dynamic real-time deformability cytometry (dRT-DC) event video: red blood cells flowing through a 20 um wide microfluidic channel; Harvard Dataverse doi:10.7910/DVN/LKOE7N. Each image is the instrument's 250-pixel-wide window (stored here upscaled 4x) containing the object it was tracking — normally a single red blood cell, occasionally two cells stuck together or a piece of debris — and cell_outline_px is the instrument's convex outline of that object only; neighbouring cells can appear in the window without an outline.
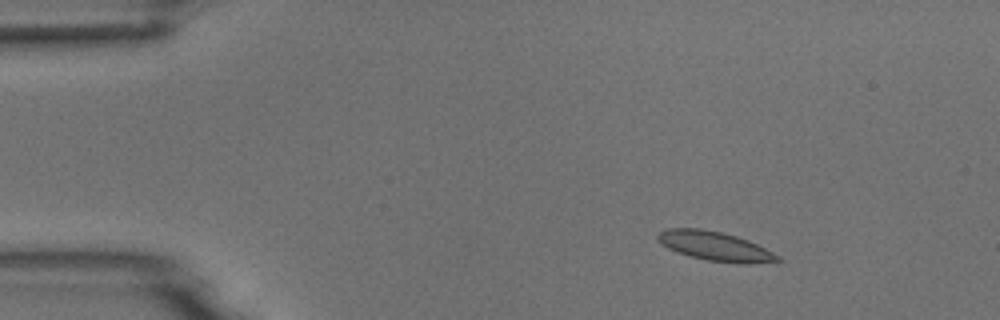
{"species": "common noctule bat (a hibernating species)", "species_latin": "Nyctalus noctula", "temperature_condition": "room temperature", "stored_images_in_passage": 5, "camera_frame_rate_fps": 3000, "um_per_image_px": 0.085, "animal": {"sex": "male", "body_mass_g": 18.8}, "frame": {"image": 1, "passage_image": 2, "time_ms": 1.0, "image_size_px": [1000, 320], "cell_outline_px": [[784, 260], [748, 264], [740, 264], [708, 260], [688, 256], [676, 252], [668, 248], [656, 236], [664, 228], [700, 228], [720, 232], [736, 236], [748, 240], [780, 256]], "centroid_in_image_um": [60.79, 20.93], "position_along_channel_um": 24.2, "area_um2": 20.29}}
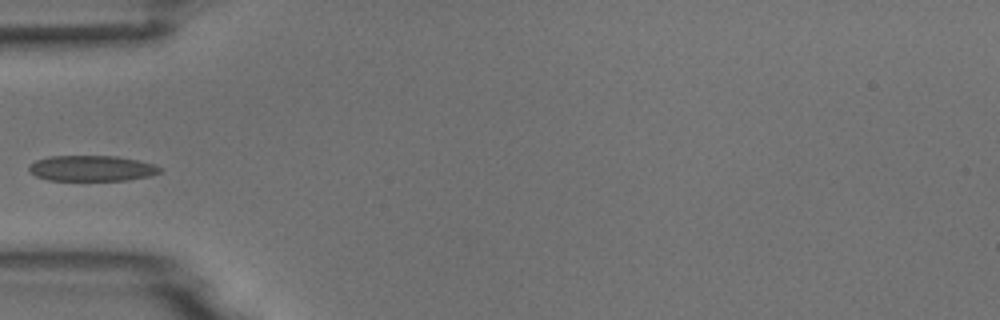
{"frame": {"image": 2, "passage_image": 4, "time_ms": 4.333, "image_size_px": [1000, 320], "cell_outline_px": [[164, 168], [160, 172], [152, 176], [128, 180], [48, 180], [36, 176], [28, 168], [28, 164], [36, 160], [48, 156], [116, 156], [136, 160], [152, 164]], "centroid_in_image_um": [7.8, 14.31], "position_along_channel_um": 77.2, "area_um2": 19.59}}
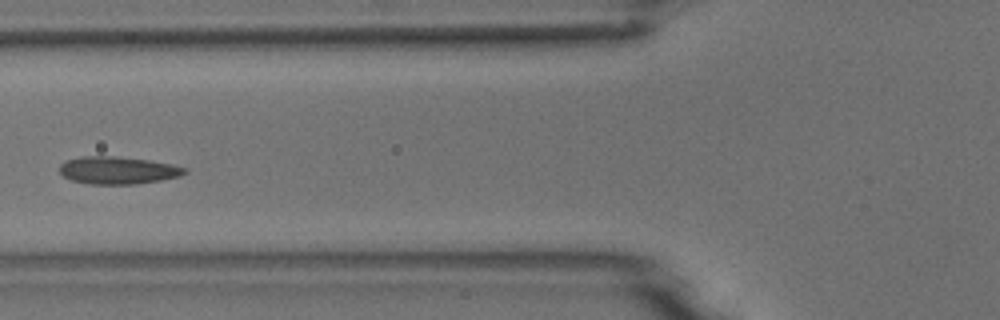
{"frame": {"image": 3, "passage_image": 5, "time_ms": 5.333, "image_size_px": [1000, 320], "cell_outline_px": [[188, 172], [180, 176], [160, 180], [136, 184], [88, 184], [72, 180], [64, 176], [60, 172], [60, 164], [64, 160], [80, 156], [116, 156], [148, 160], [172, 164], [188, 168]], "centroid_in_image_um": [10.02, 14.47], "position_along_channel_um": 115.8, "area_um2": 20.17}}